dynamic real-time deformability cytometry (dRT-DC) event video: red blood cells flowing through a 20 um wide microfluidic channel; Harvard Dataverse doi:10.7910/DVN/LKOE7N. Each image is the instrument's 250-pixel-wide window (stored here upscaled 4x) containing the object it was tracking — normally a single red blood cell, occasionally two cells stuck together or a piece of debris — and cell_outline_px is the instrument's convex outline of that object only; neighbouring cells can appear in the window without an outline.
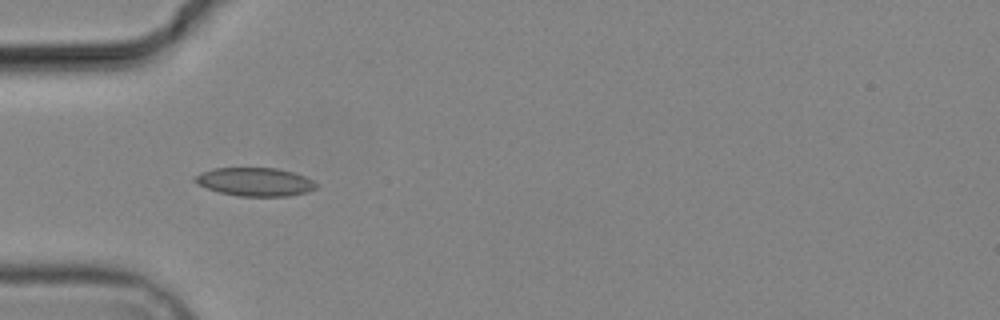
{"species": "common noctule bat (a hibernating species)", "species_latin": "Nyctalus noctula", "temperature_condition": "cold", "stored_images_in_passage": 4, "camera_frame_rate_fps": 3000, "um_per_image_px": 0.085, "animal": {"sex": "male", "body_mass_g": 19.2, "forearm_length_mm": 51.8}, "frame": {"image": 1, "passage_image": 3, "time_ms": 3.333, "image_size_px": [1000, 320], "cell_outline_px": [[316, 188], [308, 192], [288, 196], [240, 196], [220, 192], [208, 188], [192, 180], [200, 172], [212, 168], [276, 168], [292, 172], [304, 176], [312, 180], [316, 184]], "centroid_in_image_um": [21.68, 15.45], "position_along_channel_um": 63.3, "area_um2": 19.88}}
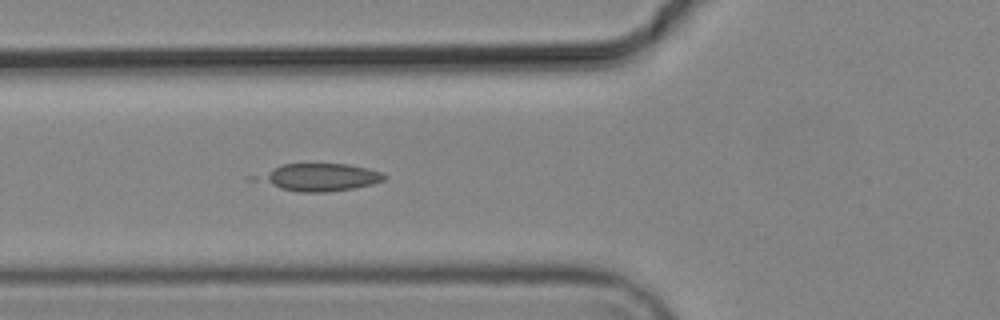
{"frame": {"image": 2, "passage_image": 4, "time_ms": 4.333, "image_size_px": [1000, 320], "cell_outline_px": [[388, 176], [384, 180], [372, 184], [356, 188], [328, 192], [296, 192], [280, 188], [264, 180], [264, 176], [272, 168], [280, 164], [348, 164], [368, 168], [384, 172]], "centroid_in_image_um": [27.39, 15.06], "position_along_channel_um": 98.4, "area_um2": 19.71}}